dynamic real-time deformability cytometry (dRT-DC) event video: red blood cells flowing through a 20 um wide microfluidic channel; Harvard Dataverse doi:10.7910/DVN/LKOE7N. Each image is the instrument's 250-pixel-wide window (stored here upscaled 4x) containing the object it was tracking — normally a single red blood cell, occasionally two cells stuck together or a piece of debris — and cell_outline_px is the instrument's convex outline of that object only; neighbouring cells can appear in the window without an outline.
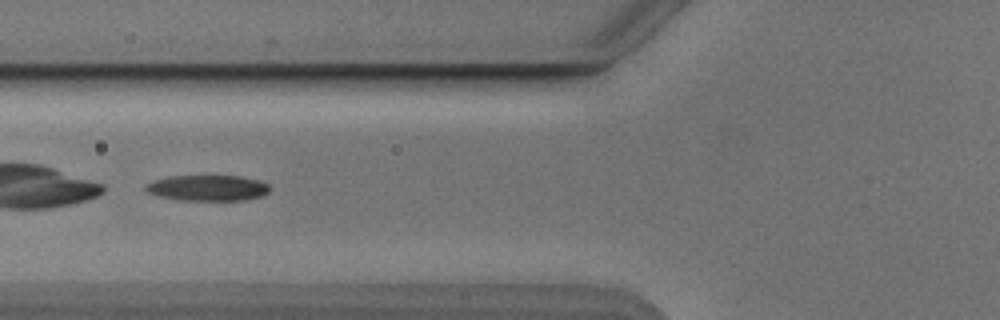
{"species": "Egyptian fruit bat (a non-hibernating species)", "species_latin": "Rousettus aegyptiacus", "temperature_condition": "cold", "stored_images_in_passage": 52, "camera_frame_rate_fps": 3000, "um_per_image_px": 0.085, "animal": {"sex": "male"}, "frame": {"image": 1, "passage_image": 21, "time_ms": 6.667, "image_size_px": [1000, 320], "cell_outline_px": [[272, 188], [264, 196], [244, 200], [180, 200], [156, 196], [148, 192], [144, 188], [148, 184], [156, 180], [168, 176], [240, 176], [260, 180], [268, 184]], "centroid_in_image_um": [17.71, 15.98], "position_along_channel_um": 108.1, "area_um2": 18.73}}
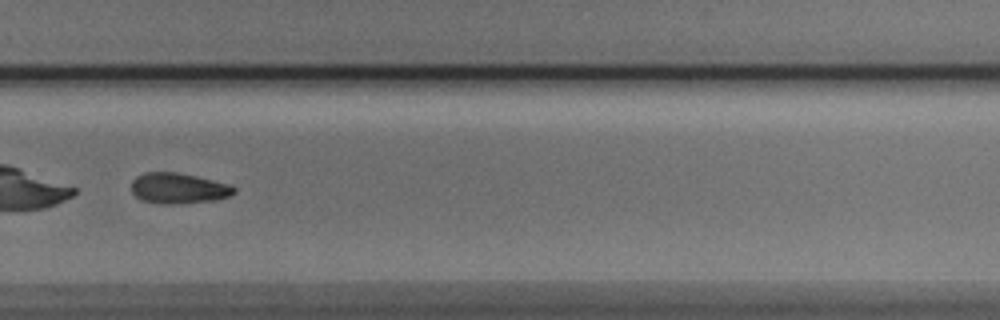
{"frame": {"image": 2, "passage_image": 37, "time_ms": 12.0, "image_size_px": [1000, 320], "cell_outline_px": [[236, 192], [232, 196], [212, 200], [180, 204], [160, 204], [140, 200], [132, 192], [132, 180], [136, 176], [144, 172], [176, 172], [196, 176], [232, 184], [236, 188]], "centroid_in_image_um": [15.18, 16.0], "position_along_channel_um": 314.6, "area_um2": 18.61}}
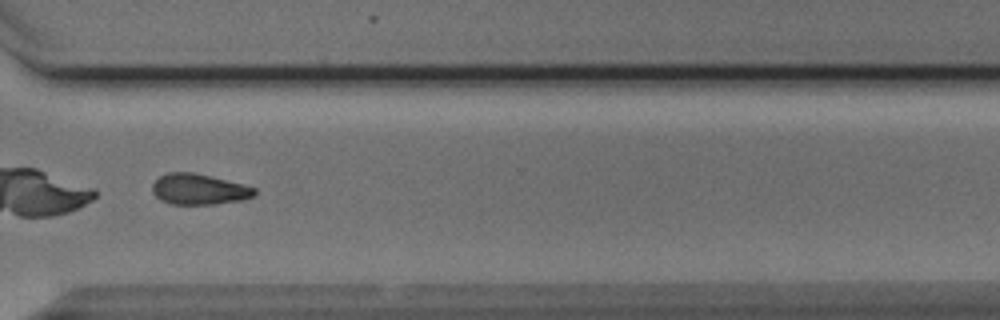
{"frame": {"image": 3, "passage_image": 40, "time_ms": 13.0, "image_size_px": [1000, 320], "cell_outline_px": [[256, 192], [252, 196], [244, 200], [216, 204], [168, 204], [160, 200], [152, 192], [152, 184], [160, 176], [168, 172], [192, 172], [256, 188]], "centroid_in_image_um": [16.87, 16.1], "position_along_channel_um": 353.7, "area_um2": 18.15}}